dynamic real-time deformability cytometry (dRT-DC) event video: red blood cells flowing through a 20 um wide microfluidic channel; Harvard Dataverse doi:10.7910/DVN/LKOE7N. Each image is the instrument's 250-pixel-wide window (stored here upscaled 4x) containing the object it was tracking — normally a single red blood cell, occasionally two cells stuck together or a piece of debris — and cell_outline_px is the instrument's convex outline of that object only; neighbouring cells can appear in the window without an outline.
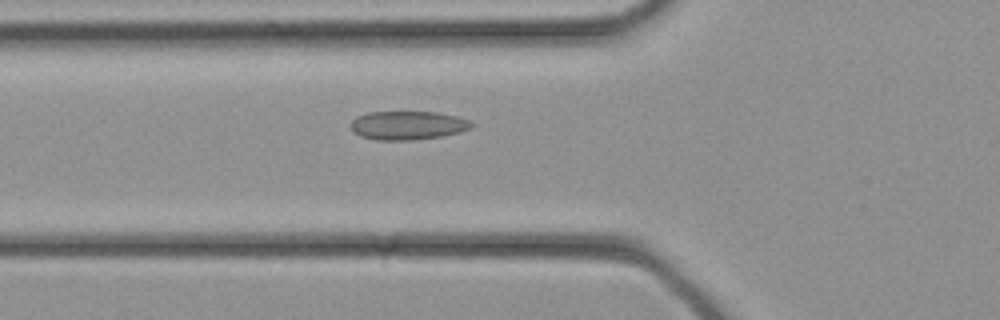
{"species": "common noctule bat (a hibernating species)", "species_latin": "Nyctalus noctula", "temperature_condition": "cold", "stored_images_in_passage": 21, "camera_frame_rate_fps": 3000, "um_per_image_px": 0.085, "animal": {"sex": "female", "body_mass_g": 21.9}, "frame": {"image": 1, "passage_image": 2, "time_ms": 0.333, "image_size_px": [1000, 320], "cell_outline_px": [[476, 124], [472, 128], [460, 132], [444, 136], [412, 140], [376, 140], [360, 136], [352, 132], [352, 120], [356, 116], [368, 112], [436, 112], [456, 116], [468, 120]], "centroid_in_image_um": [34.67, 10.66], "position_along_channel_um": 91.1, "area_um2": 20.35}}
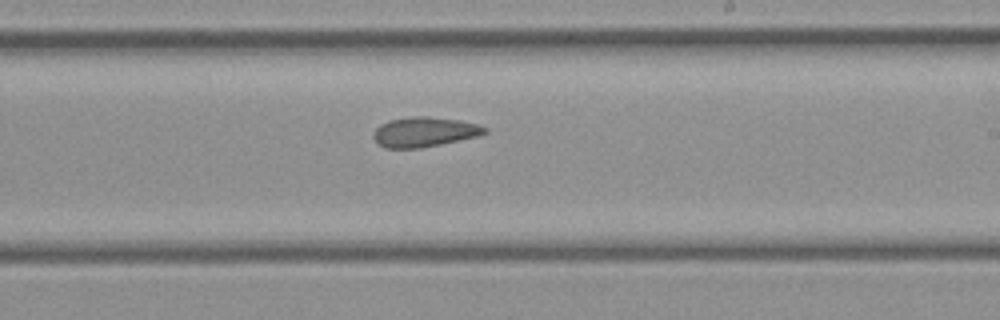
{"frame": {"image": 2, "passage_image": 10, "time_ms": 3.0, "image_size_px": [1000, 320], "cell_outline_px": [[488, 132], [476, 136], [440, 144], [420, 148], [384, 148], [372, 136], [376, 128], [380, 124], [388, 120], [412, 116], [428, 116], [460, 120], [476, 124], [488, 128]], "centroid_in_image_um": [36.05, 11.2], "position_along_channel_um": 253.0, "area_um2": 19.25}}
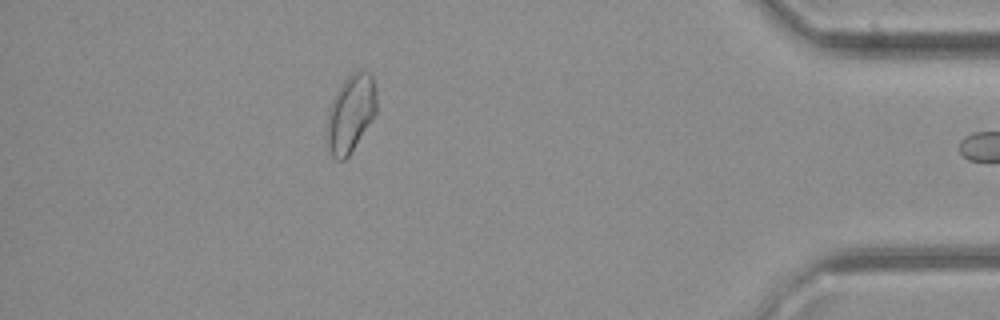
{"frame": {"image": 3, "passage_image": 20, "time_ms": 6.333, "image_size_px": [1000, 320], "cell_outline_px": [[376, 116], [348, 156], [344, 160], [336, 160], [332, 156], [328, 148], [324, 136], [328, 108], [336, 92], [344, 80], [352, 72], [372, 72], [376, 92]], "centroid_in_image_um": [29.78, 9.68], "position_along_channel_um": 405.4, "area_um2": 22.95}}